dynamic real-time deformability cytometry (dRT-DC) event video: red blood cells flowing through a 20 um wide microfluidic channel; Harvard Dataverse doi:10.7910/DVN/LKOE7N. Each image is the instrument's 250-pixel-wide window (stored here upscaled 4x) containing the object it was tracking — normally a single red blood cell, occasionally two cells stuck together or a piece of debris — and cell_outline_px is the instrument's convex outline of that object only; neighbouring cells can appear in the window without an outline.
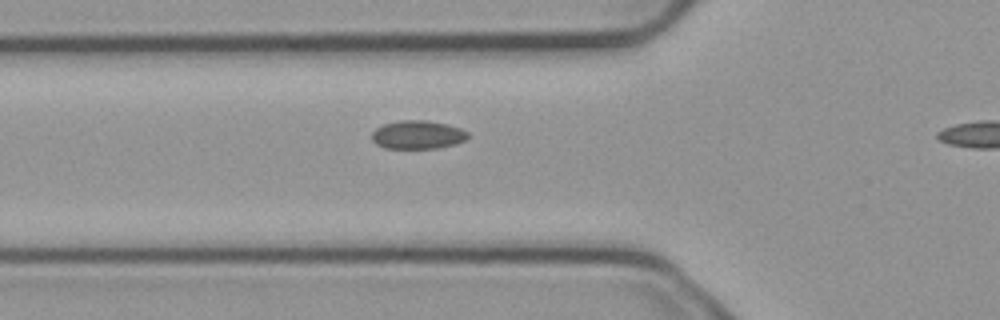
{"species": "common noctule bat (a hibernating species)", "species_latin": "Nyctalus noctula", "temperature_condition": "cold", "stored_images_in_passage": 37, "camera_frame_rate_fps": 3000, "um_per_image_px": 0.085, "animal": {"sex": "male", "body_mass_g": 23.1, "forearm_length_mm": 52.7}, "frame": {"image": 1, "passage_image": 10, "time_ms": 3.0, "image_size_px": [1000, 320], "cell_outline_px": [[468, 136], [464, 140], [456, 144], [436, 148], [384, 148], [376, 144], [372, 140], [372, 132], [376, 128], [384, 124], [400, 120], [424, 120], [448, 124], [460, 128], [468, 132]], "centroid_in_image_um": [35.49, 11.45], "position_along_channel_um": 90.3, "area_um2": 15.9}}
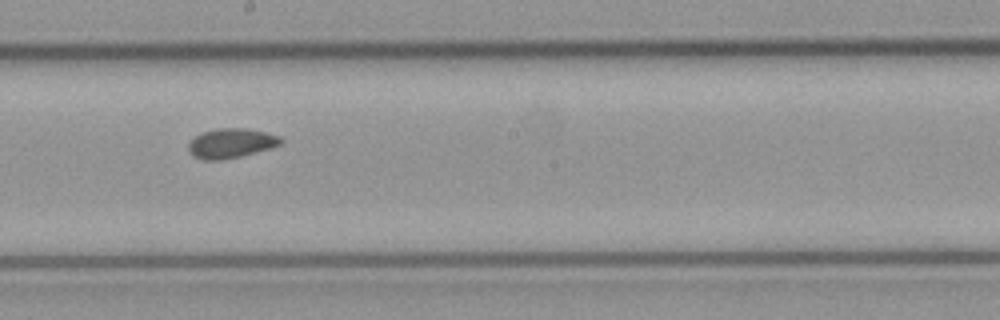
{"frame": {"image": 2, "passage_image": 21, "time_ms": 6.667, "image_size_px": [1000, 320], "cell_outline_px": [[284, 140], [280, 144], [268, 148], [240, 156], [220, 160], [204, 160], [196, 156], [188, 148], [188, 144], [200, 132], [216, 128], [248, 128], [280, 136]], "centroid_in_image_um": [19.64, 12.15], "position_along_channel_um": 228.6, "area_um2": 15.66}}
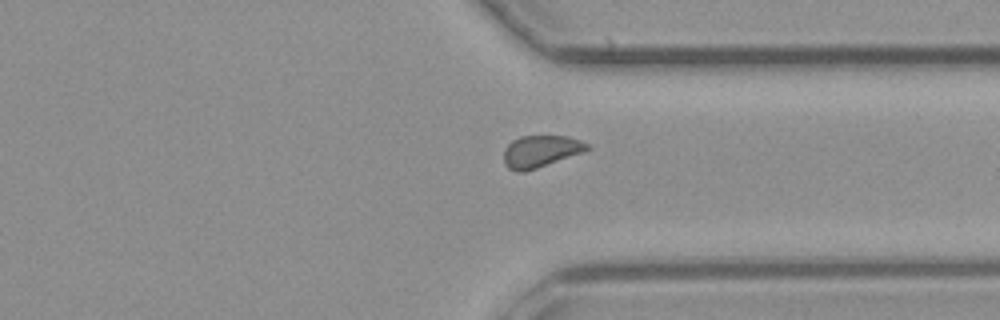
{"frame": {"image": 3, "passage_image": 32, "time_ms": 10.333, "image_size_px": [1000, 320], "cell_outline_px": [[592, 148], [584, 152], [524, 172], [516, 172], [508, 168], [504, 164], [504, 148], [512, 140], [520, 136], [568, 136], [580, 140], [588, 144]], "centroid_in_image_um": [45.95, 12.86], "position_along_channel_um": 365.5, "area_um2": 15.61}}